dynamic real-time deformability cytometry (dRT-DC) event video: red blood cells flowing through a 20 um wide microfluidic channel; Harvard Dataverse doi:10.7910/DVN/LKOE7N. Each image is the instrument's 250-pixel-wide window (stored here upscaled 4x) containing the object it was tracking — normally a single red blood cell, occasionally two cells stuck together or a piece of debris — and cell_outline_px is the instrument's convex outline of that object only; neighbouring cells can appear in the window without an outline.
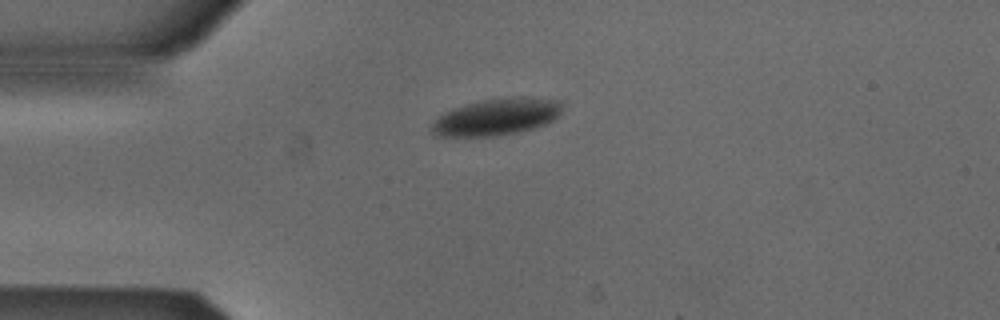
{"species": "Egyptian fruit bat (a non-hibernating species)", "species_latin": "Rousettus aegyptiacus", "temperature_condition": "cold", "stored_images_in_passage": 41, "camera_frame_rate_fps": 3000, "um_per_image_px": 0.085, "animal": {"sex": "male"}, "frame": {"image": 1, "passage_image": 1, "time_ms": 0.0, "image_size_px": [1000, 320], "cell_outline_px": [[564, 104], [560, 112], [552, 120], [544, 124], [532, 128], [516, 132], [496, 136], [436, 136], [428, 128], [444, 112], [452, 108], [484, 100], [512, 96], [524, 96], [564, 100]], "centroid_in_image_um": [42.23, 9.91], "position_along_channel_um": 42.8, "area_um2": 28.03}}
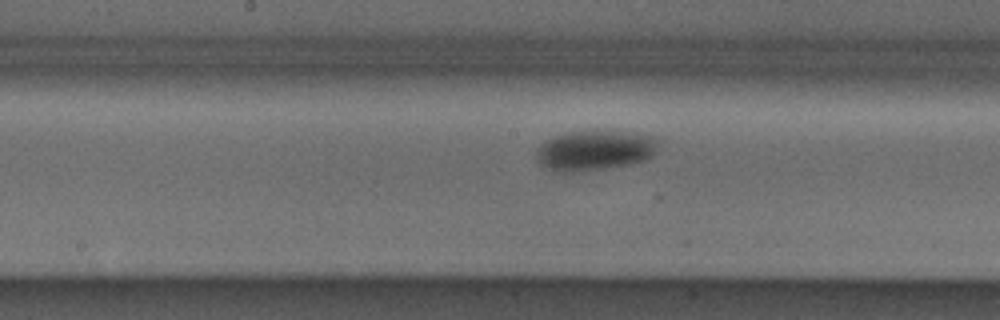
{"frame": {"image": 2, "passage_image": 15, "time_ms": 4.667, "image_size_px": [1000, 320], "cell_outline_px": [[656, 152], [648, 160], [632, 164], [604, 168], [572, 172], [560, 172], [548, 168], [540, 164], [536, 152], [548, 140], [564, 132], [624, 132], [656, 136]], "centroid_in_image_um": [50.6, 12.8], "position_along_channel_um": 197.6, "area_um2": 27.86}}
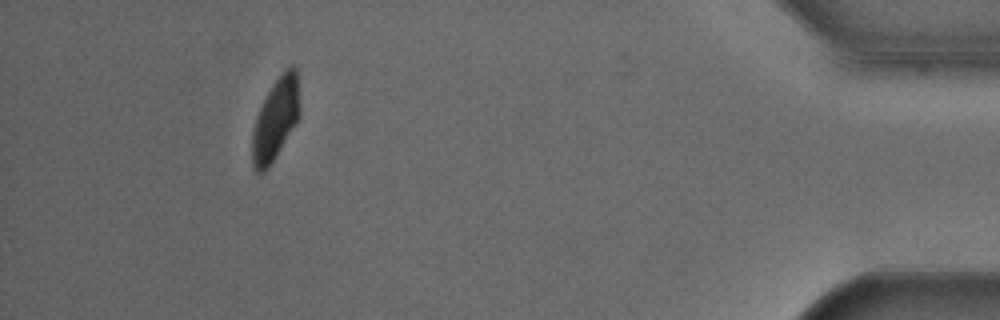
{"frame": {"image": 3, "passage_image": 37, "time_ms": 12.0, "image_size_px": [1000, 320], "cell_outline_px": [[300, 116], [268, 168], [260, 172], [256, 172], [252, 164], [252, 132], [260, 108], [272, 84], [284, 68], [292, 64], [296, 68], [300, 108]], "centroid_in_image_um": [23.43, 10.09], "position_along_channel_um": 411.8, "area_um2": 22.37}, "authors_computed_cell_mechanics": {"area_um2": 27.8596, "velocity_mm_per_s": 3.8016, "shape_relaxation_time_tau1_ms": 6.807, "shape_relaxation_time_tau2_ms": null, "deformation_change_tau1": 0.1454, "deformation_change_tau2": null}}